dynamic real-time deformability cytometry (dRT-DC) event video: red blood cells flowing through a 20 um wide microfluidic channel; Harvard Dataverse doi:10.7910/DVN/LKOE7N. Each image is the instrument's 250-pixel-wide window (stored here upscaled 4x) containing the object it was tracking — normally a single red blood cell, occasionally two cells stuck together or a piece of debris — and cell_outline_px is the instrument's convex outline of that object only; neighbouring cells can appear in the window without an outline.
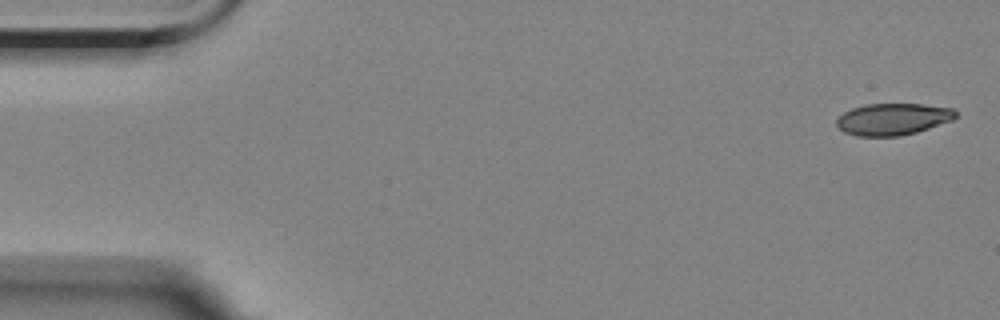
{"species": "Egyptian fruit bat (a non-hibernating species)", "species_latin": "Rousettus aegyptiacus", "temperature_condition": "room temperature", "stored_images_in_passage": 5, "camera_frame_rate_fps": 3000, "um_per_image_px": 0.085, "animal": {"sex": "female"}, "frame": {"image": 1, "passage_image": 1, "time_ms": 0.0, "image_size_px": [1000, 320], "cell_outline_px": [[956, 116], [952, 120], [916, 132], [900, 136], [856, 136], [844, 132], [836, 124], [836, 120], [844, 112], [852, 108], [868, 104], [920, 104], [952, 108], [956, 112]], "centroid_in_image_um": [75.87, 10.13], "position_along_channel_um": 9.1, "area_um2": 21.85}}
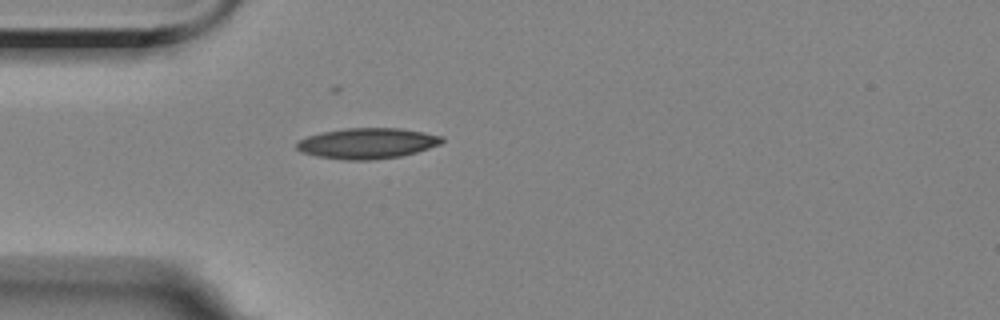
{"frame": {"image": 2, "passage_image": 5, "time_ms": 4.667, "image_size_px": [1000, 320], "cell_outline_px": [[444, 140], [440, 144], [416, 152], [400, 156], [372, 160], [344, 160], [316, 156], [300, 152], [296, 148], [296, 144], [300, 140], [308, 136], [324, 132], [348, 128], [400, 128], [424, 132], [444, 136]], "centroid_in_image_um": [31.23, 12.19], "position_along_channel_um": 53.8, "area_um2": 25.89}}